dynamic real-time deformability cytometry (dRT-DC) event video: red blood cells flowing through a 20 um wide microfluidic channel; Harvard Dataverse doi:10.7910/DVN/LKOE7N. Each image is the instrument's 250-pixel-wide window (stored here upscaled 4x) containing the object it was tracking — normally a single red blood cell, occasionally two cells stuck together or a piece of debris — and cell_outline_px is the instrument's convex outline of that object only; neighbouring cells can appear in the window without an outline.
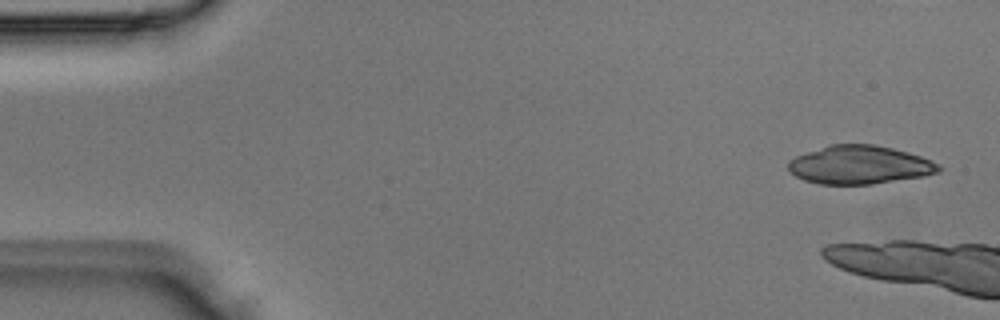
{"species": "Egyptian fruit bat (a non-hibernating species)", "species_latin": "Rousettus aegyptiacus", "temperature_condition": "room temperature", "stored_images_in_passage": 6, "camera_frame_rate_fps": 3000, "um_per_image_px": 0.085, "animal": {"sex": "male"}, "frame": {"image": 1, "passage_image": 1, "time_ms": 0.0, "image_size_px": [1000, 320], "cell_outline_px": [[940, 172], [924, 176], [872, 184], [820, 184], [804, 180], [796, 176], [788, 168], [788, 160], [796, 156], [832, 144], [872, 144], [892, 148], [908, 152], [920, 156], [940, 164]], "centroid_in_image_um": [73.08, 14.02], "position_along_channel_um": 11.9, "area_um2": 33.47}}